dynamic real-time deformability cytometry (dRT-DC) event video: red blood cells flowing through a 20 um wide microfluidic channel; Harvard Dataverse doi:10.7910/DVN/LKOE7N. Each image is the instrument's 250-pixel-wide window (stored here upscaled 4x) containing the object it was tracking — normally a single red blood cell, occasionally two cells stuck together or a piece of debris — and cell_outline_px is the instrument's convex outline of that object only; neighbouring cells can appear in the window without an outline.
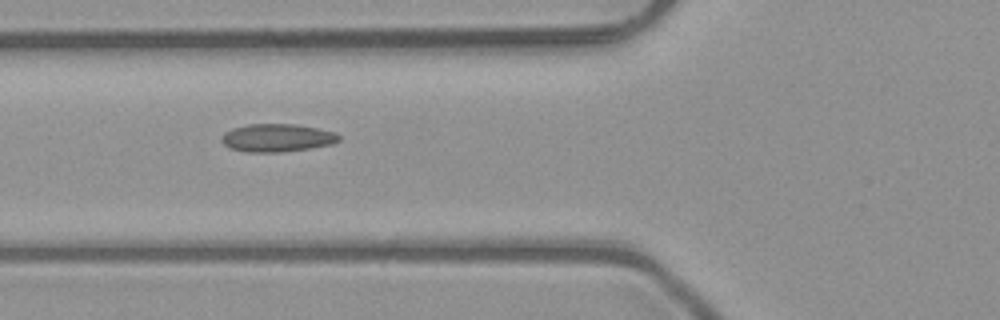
{"species": "common noctule bat (a hibernating species)", "species_latin": "Nyctalus noctula", "temperature_condition": "room temperature", "stored_images_in_passage": 8, "camera_frame_rate_fps": 3000, "um_per_image_px": 0.085, "animal": {"sex": "male", "body_mass_g": 23.1, "forearm_length_mm": 52.7}, "frame": {"image": 1, "passage_image": 6, "time_ms": 1.667, "image_size_px": [1000, 320], "cell_outline_px": [[340, 140], [332, 144], [308, 148], [280, 152], [248, 152], [228, 148], [220, 140], [224, 132], [232, 128], [248, 124], [296, 124], [336, 132], [340, 136]], "centroid_in_image_um": [23.53, 11.71], "position_along_channel_um": 102.3, "area_um2": 19.13}}
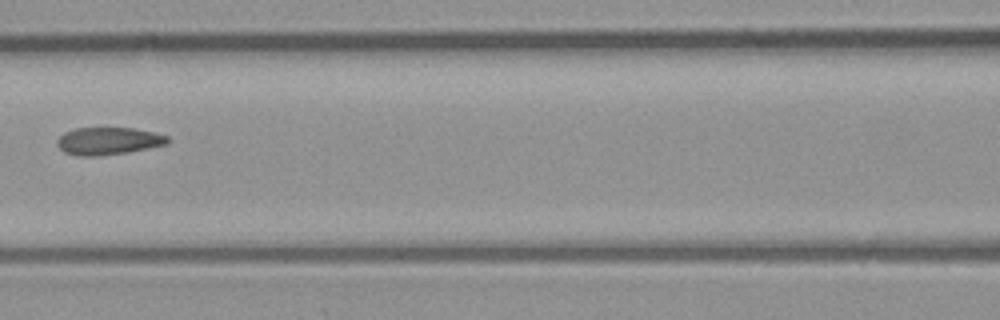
{"frame": {"image": 2, "passage_image": 7, "time_ms": 2.0, "image_size_px": [1000, 320], "cell_outline_px": [[168, 144], [128, 152], [96, 156], [80, 156], [64, 152], [56, 144], [56, 140], [64, 132], [76, 128], [132, 128], [152, 132], [168, 136]], "centroid_in_image_um": [9.18, 11.98], "position_along_channel_um": 157.4, "area_um2": 17.57}}
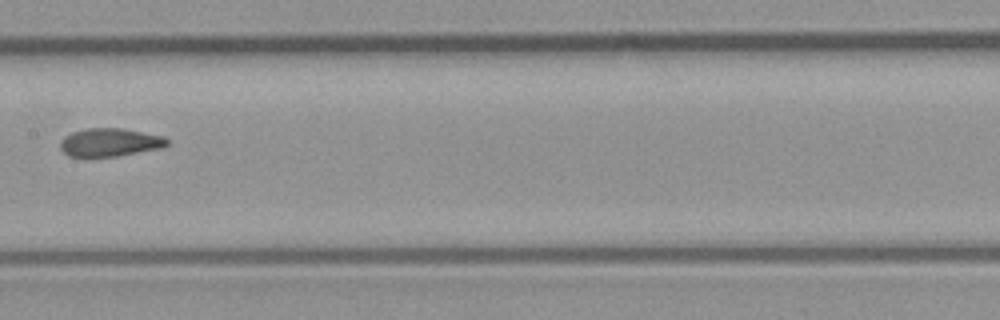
{"frame": {"image": 3, "passage_image": 8, "time_ms": 2.333, "image_size_px": [1000, 320], "cell_outline_px": [[168, 144], [164, 148], [116, 156], [88, 160], [68, 156], [60, 148], [60, 144], [64, 136], [72, 132], [88, 128], [120, 128], [164, 136], [168, 140]], "centroid_in_image_um": [9.3, 12.15], "position_along_channel_um": 198.1, "area_um2": 18.15}}